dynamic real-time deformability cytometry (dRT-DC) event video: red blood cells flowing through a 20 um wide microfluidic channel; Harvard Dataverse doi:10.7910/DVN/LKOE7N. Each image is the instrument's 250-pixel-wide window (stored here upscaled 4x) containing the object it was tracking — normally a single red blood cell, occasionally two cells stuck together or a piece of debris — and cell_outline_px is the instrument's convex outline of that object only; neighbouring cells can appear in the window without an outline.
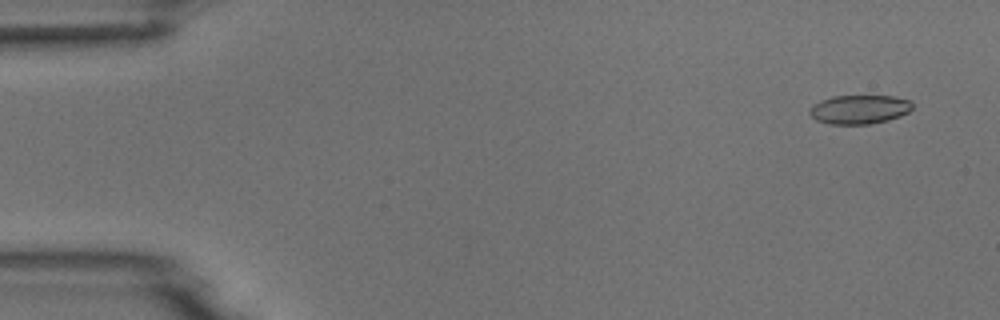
{"species": "common noctule bat (a hibernating species)", "species_latin": "Nyctalus noctula", "temperature_condition": "room temperature", "stored_images_in_passage": 4, "camera_frame_rate_fps": 3000, "um_per_image_px": 0.085, "animal": {"sex": "male", "body_mass_g": 18.8}, "frame": {"image": 1, "passage_image": 1, "time_ms": 0.0, "image_size_px": [1000, 320], "cell_outline_px": [[912, 108], [908, 112], [900, 116], [888, 120], [868, 124], [828, 124], [816, 120], [808, 112], [812, 104], [820, 100], [832, 96], [892, 96], [908, 100], [912, 104]], "centroid_in_image_um": [73.0, 9.3], "position_along_channel_um": 12.0, "area_um2": 17.34}}
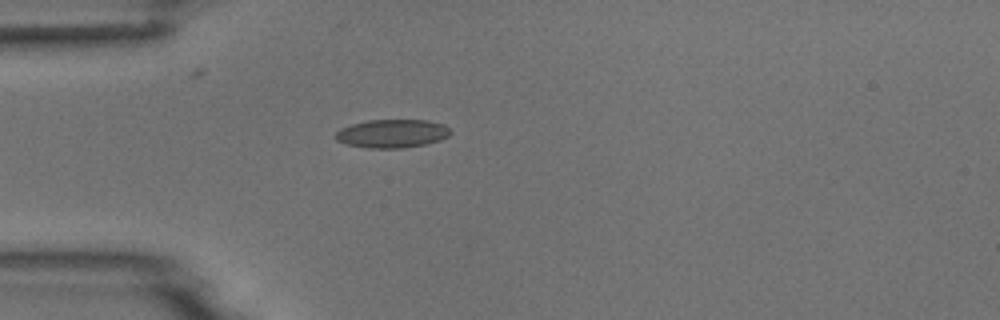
{"frame": {"image": 2, "passage_image": 4, "time_ms": 4.0, "image_size_px": [1000, 320], "cell_outline_px": [[452, 132], [448, 136], [440, 140], [424, 144], [404, 148], [368, 148], [348, 144], [336, 140], [336, 132], [340, 128], [352, 124], [368, 120], [428, 120], [444, 124]], "centroid_in_image_um": [33.35, 11.35], "position_along_channel_um": 51.7, "area_um2": 18.96}}